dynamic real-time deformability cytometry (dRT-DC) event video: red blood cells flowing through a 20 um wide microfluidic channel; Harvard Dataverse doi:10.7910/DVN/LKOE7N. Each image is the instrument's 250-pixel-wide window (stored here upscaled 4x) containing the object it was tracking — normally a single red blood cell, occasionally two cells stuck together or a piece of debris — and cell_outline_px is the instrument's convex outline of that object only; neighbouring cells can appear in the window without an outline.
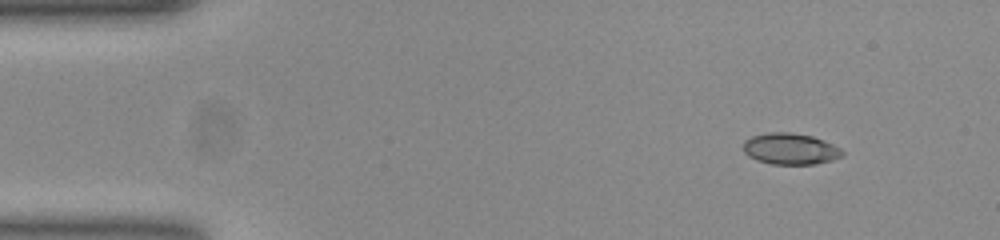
{"species": "common noctule bat (a hibernating species)", "species_latin": "Nyctalus noctula", "temperature_condition": "room temperature", "stored_images_in_passage": 48, "camera_frame_rate_fps": 3000, "um_per_image_px": 0.085, "animal": {"sex": "female", "body_mass_g": 23.0, "forearm_length_mm": 53.4}, "frame": {"image": 1, "passage_image": 1, "time_ms": 0.0, "image_size_px": [1000, 240], "cell_outline_px": [[844, 156], [832, 160], [812, 164], [772, 164], [748, 156], [744, 152], [744, 140], [752, 136], [768, 132], [788, 132], [812, 136], [824, 140], [840, 148], [844, 152]], "centroid_in_image_um": [67.19, 12.64], "position_along_channel_um": 17.8, "area_um2": 17.98}}
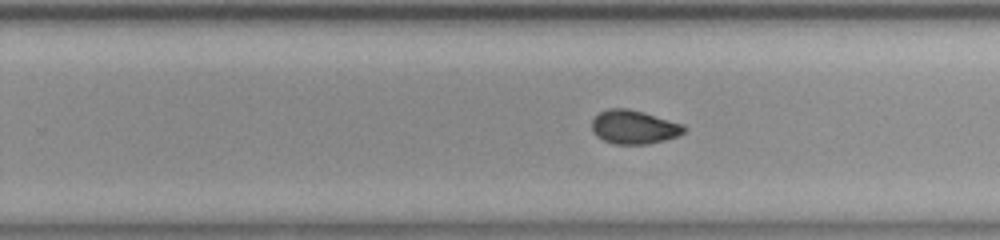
{"frame": {"image": 2, "passage_image": 28, "time_ms": 9.0, "image_size_px": [1000, 240], "cell_outline_px": [[684, 132], [676, 136], [664, 140], [644, 144], [616, 144], [604, 140], [596, 136], [592, 132], [592, 120], [600, 112], [608, 108], [628, 108], [644, 112], [684, 124]], "centroid_in_image_um": [53.86, 10.79], "position_along_channel_um": 275.9, "area_um2": 18.03}}
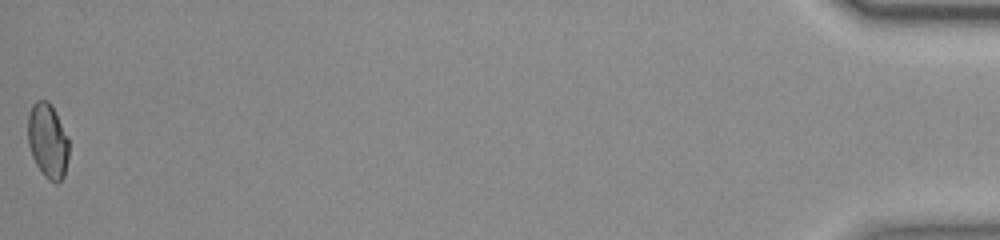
{"frame": {"image": 3, "passage_image": 48, "time_ms": 15.667, "image_size_px": [1000, 240], "cell_outline_px": [[68, 156], [64, 176], [60, 180], [48, 180], [44, 176], [36, 164], [32, 156], [28, 144], [28, 116], [32, 104], [36, 100], [48, 100], [52, 104], [68, 140]], "centroid_in_image_um": [4.04, 11.93], "position_along_channel_um": 431.2, "area_um2": 17.63}, "authors_computed_cell_mechanics": {"area_um2": 18.0336, "velocity_mm_per_s": 3.8771, "shape_relaxation_time_tau1_ms": 3.9809, "shape_relaxation_time_tau2_ms": 1.5256, "deformation_change_tau1": 0.1151, "deformation_change_tau2": 0.0364}}